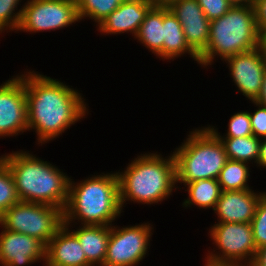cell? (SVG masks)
<instances>
[{"label": "cell", "mask_w": 266, "mask_h": 266, "mask_svg": "<svg viewBox=\"0 0 266 266\" xmlns=\"http://www.w3.org/2000/svg\"><path fill=\"white\" fill-rule=\"evenodd\" d=\"M223 143L227 158L257 166L261 139L254 135L245 137H218ZM255 164V165H254Z\"/></svg>", "instance_id": "cell-22"}, {"label": "cell", "mask_w": 266, "mask_h": 266, "mask_svg": "<svg viewBox=\"0 0 266 266\" xmlns=\"http://www.w3.org/2000/svg\"><path fill=\"white\" fill-rule=\"evenodd\" d=\"M167 7L180 22L189 47L200 56L207 48L210 20L197 0H167Z\"/></svg>", "instance_id": "cell-14"}, {"label": "cell", "mask_w": 266, "mask_h": 266, "mask_svg": "<svg viewBox=\"0 0 266 266\" xmlns=\"http://www.w3.org/2000/svg\"><path fill=\"white\" fill-rule=\"evenodd\" d=\"M178 191L187 192L188 196L182 200L181 206L190 209L192 206L204 211L215 209L221 196L222 189L217 179H202L189 183H176ZM182 187H181V186Z\"/></svg>", "instance_id": "cell-21"}, {"label": "cell", "mask_w": 266, "mask_h": 266, "mask_svg": "<svg viewBox=\"0 0 266 266\" xmlns=\"http://www.w3.org/2000/svg\"><path fill=\"white\" fill-rule=\"evenodd\" d=\"M265 192L253 189L222 191L213 210L216 222L251 223L258 202Z\"/></svg>", "instance_id": "cell-16"}, {"label": "cell", "mask_w": 266, "mask_h": 266, "mask_svg": "<svg viewBox=\"0 0 266 266\" xmlns=\"http://www.w3.org/2000/svg\"><path fill=\"white\" fill-rule=\"evenodd\" d=\"M156 3H165L167 0H154Z\"/></svg>", "instance_id": "cell-37"}, {"label": "cell", "mask_w": 266, "mask_h": 266, "mask_svg": "<svg viewBox=\"0 0 266 266\" xmlns=\"http://www.w3.org/2000/svg\"><path fill=\"white\" fill-rule=\"evenodd\" d=\"M75 23H81L76 0H26L16 33L64 30Z\"/></svg>", "instance_id": "cell-10"}, {"label": "cell", "mask_w": 266, "mask_h": 266, "mask_svg": "<svg viewBox=\"0 0 266 266\" xmlns=\"http://www.w3.org/2000/svg\"><path fill=\"white\" fill-rule=\"evenodd\" d=\"M25 2L26 0H0L1 38L4 37L5 33H16L20 25L22 10Z\"/></svg>", "instance_id": "cell-25"}, {"label": "cell", "mask_w": 266, "mask_h": 266, "mask_svg": "<svg viewBox=\"0 0 266 266\" xmlns=\"http://www.w3.org/2000/svg\"><path fill=\"white\" fill-rule=\"evenodd\" d=\"M8 231L37 238L45 245L64 225L63 210L47 204L20 201L0 216Z\"/></svg>", "instance_id": "cell-8"}, {"label": "cell", "mask_w": 266, "mask_h": 266, "mask_svg": "<svg viewBox=\"0 0 266 266\" xmlns=\"http://www.w3.org/2000/svg\"><path fill=\"white\" fill-rule=\"evenodd\" d=\"M261 47L264 50V54L266 56V34L261 38Z\"/></svg>", "instance_id": "cell-36"}, {"label": "cell", "mask_w": 266, "mask_h": 266, "mask_svg": "<svg viewBox=\"0 0 266 266\" xmlns=\"http://www.w3.org/2000/svg\"><path fill=\"white\" fill-rule=\"evenodd\" d=\"M254 101L266 107V70L263 76V82H262L260 93Z\"/></svg>", "instance_id": "cell-34"}, {"label": "cell", "mask_w": 266, "mask_h": 266, "mask_svg": "<svg viewBox=\"0 0 266 266\" xmlns=\"http://www.w3.org/2000/svg\"><path fill=\"white\" fill-rule=\"evenodd\" d=\"M11 171L20 201L47 204L64 210L70 175L33 151L19 149L1 155Z\"/></svg>", "instance_id": "cell-4"}, {"label": "cell", "mask_w": 266, "mask_h": 266, "mask_svg": "<svg viewBox=\"0 0 266 266\" xmlns=\"http://www.w3.org/2000/svg\"><path fill=\"white\" fill-rule=\"evenodd\" d=\"M250 166L253 167L246 162L228 159L217 179L222 191L253 189V186L249 185L251 183L250 172L253 171Z\"/></svg>", "instance_id": "cell-23"}, {"label": "cell", "mask_w": 266, "mask_h": 266, "mask_svg": "<svg viewBox=\"0 0 266 266\" xmlns=\"http://www.w3.org/2000/svg\"><path fill=\"white\" fill-rule=\"evenodd\" d=\"M65 225L77 236L88 263L91 266H103L110 238L111 226Z\"/></svg>", "instance_id": "cell-18"}, {"label": "cell", "mask_w": 266, "mask_h": 266, "mask_svg": "<svg viewBox=\"0 0 266 266\" xmlns=\"http://www.w3.org/2000/svg\"><path fill=\"white\" fill-rule=\"evenodd\" d=\"M44 266H91L77 236L64 224L46 245Z\"/></svg>", "instance_id": "cell-17"}, {"label": "cell", "mask_w": 266, "mask_h": 266, "mask_svg": "<svg viewBox=\"0 0 266 266\" xmlns=\"http://www.w3.org/2000/svg\"><path fill=\"white\" fill-rule=\"evenodd\" d=\"M210 21L222 17L233 6L228 0H197Z\"/></svg>", "instance_id": "cell-29"}, {"label": "cell", "mask_w": 266, "mask_h": 266, "mask_svg": "<svg viewBox=\"0 0 266 266\" xmlns=\"http://www.w3.org/2000/svg\"><path fill=\"white\" fill-rule=\"evenodd\" d=\"M15 75L0 85V140L28 132L25 80Z\"/></svg>", "instance_id": "cell-11"}, {"label": "cell", "mask_w": 266, "mask_h": 266, "mask_svg": "<svg viewBox=\"0 0 266 266\" xmlns=\"http://www.w3.org/2000/svg\"><path fill=\"white\" fill-rule=\"evenodd\" d=\"M222 63L228 68L231 82L236 93L244 96V100L254 101L260 93L263 76L266 70V56L261 46L226 58Z\"/></svg>", "instance_id": "cell-12"}, {"label": "cell", "mask_w": 266, "mask_h": 266, "mask_svg": "<svg viewBox=\"0 0 266 266\" xmlns=\"http://www.w3.org/2000/svg\"><path fill=\"white\" fill-rule=\"evenodd\" d=\"M163 61L172 62L189 56L199 66V56L189 47L182 26L172 11L163 3Z\"/></svg>", "instance_id": "cell-19"}, {"label": "cell", "mask_w": 266, "mask_h": 266, "mask_svg": "<svg viewBox=\"0 0 266 266\" xmlns=\"http://www.w3.org/2000/svg\"><path fill=\"white\" fill-rule=\"evenodd\" d=\"M233 5H248L252 4L253 0H228Z\"/></svg>", "instance_id": "cell-35"}, {"label": "cell", "mask_w": 266, "mask_h": 266, "mask_svg": "<svg viewBox=\"0 0 266 266\" xmlns=\"http://www.w3.org/2000/svg\"><path fill=\"white\" fill-rule=\"evenodd\" d=\"M217 137H245L253 135L252 127H251V119L249 115V110L247 111H238L231 114L228 124L226 125L228 128L224 133L219 132L217 126L215 125H207ZM223 134V135H222Z\"/></svg>", "instance_id": "cell-27"}, {"label": "cell", "mask_w": 266, "mask_h": 266, "mask_svg": "<svg viewBox=\"0 0 266 266\" xmlns=\"http://www.w3.org/2000/svg\"><path fill=\"white\" fill-rule=\"evenodd\" d=\"M163 39V3H155L147 12L134 40L163 61Z\"/></svg>", "instance_id": "cell-20"}, {"label": "cell", "mask_w": 266, "mask_h": 266, "mask_svg": "<svg viewBox=\"0 0 266 266\" xmlns=\"http://www.w3.org/2000/svg\"><path fill=\"white\" fill-rule=\"evenodd\" d=\"M213 249L204 252V264L250 266L257 252L250 223L214 222L207 228Z\"/></svg>", "instance_id": "cell-7"}, {"label": "cell", "mask_w": 266, "mask_h": 266, "mask_svg": "<svg viewBox=\"0 0 266 266\" xmlns=\"http://www.w3.org/2000/svg\"><path fill=\"white\" fill-rule=\"evenodd\" d=\"M261 46L252 4L233 5L222 17L210 21L209 41L199 56V66L210 69L217 60ZM215 61V62H214Z\"/></svg>", "instance_id": "cell-5"}, {"label": "cell", "mask_w": 266, "mask_h": 266, "mask_svg": "<svg viewBox=\"0 0 266 266\" xmlns=\"http://www.w3.org/2000/svg\"><path fill=\"white\" fill-rule=\"evenodd\" d=\"M250 224L257 249L266 246V192L260 198Z\"/></svg>", "instance_id": "cell-28"}, {"label": "cell", "mask_w": 266, "mask_h": 266, "mask_svg": "<svg viewBox=\"0 0 266 266\" xmlns=\"http://www.w3.org/2000/svg\"><path fill=\"white\" fill-rule=\"evenodd\" d=\"M155 3L154 0H124L101 22L96 31L103 37L125 33L134 39L147 12Z\"/></svg>", "instance_id": "cell-15"}, {"label": "cell", "mask_w": 266, "mask_h": 266, "mask_svg": "<svg viewBox=\"0 0 266 266\" xmlns=\"http://www.w3.org/2000/svg\"><path fill=\"white\" fill-rule=\"evenodd\" d=\"M132 159L123 170H116L123 212L131 203L159 205L178 191L172 151L167 156L158 151H143Z\"/></svg>", "instance_id": "cell-2"}, {"label": "cell", "mask_w": 266, "mask_h": 266, "mask_svg": "<svg viewBox=\"0 0 266 266\" xmlns=\"http://www.w3.org/2000/svg\"><path fill=\"white\" fill-rule=\"evenodd\" d=\"M255 21L260 37L266 34V0H253Z\"/></svg>", "instance_id": "cell-31"}, {"label": "cell", "mask_w": 266, "mask_h": 266, "mask_svg": "<svg viewBox=\"0 0 266 266\" xmlns=\"http://www.w3.org/2000/svg\"><path fill=\"white\" fill-rule=\"evenodd\" d=\"M19 73L25 80L28 132L36 135L38 147L59 139L67 129L91 115L89 103L77 87L34 69L25 68Z\"/></svg>", "instance_id": "cell-1"}, {"label": "cell", "mask_w": 266, "mask_h": 266, "mask_svg": "<svg viewBox=\"0 0 266 266\" xmlns=\"http://www.w3.org/2000/svg\"><path fill=\"white\" fill-rule=\"evenodd\" d=\"M248 102L254 105V111H249L253 135L259 139L266 138V107L255 101Z\"/></svg>", "instance_id": "cell-30"}, {"label": "cell", "mask_w": 266, "mask_h": 266, "mask_svg": "<svg viewBox=\"0 0 266 266\" xmlns=\"http://www.w3.org/2000/svg\"><path fill=\"white\" fill-rule=\"evenodd\" d=\"M186 134L183 142L171 150L175 158L176 183L218 179L228 160L223 143L207 124Z\"/></svg>", "instance_id": "cell-6"}, {"label": "cell", "mask_w": 266, "mask_h": 266, "mask_svg": "<svg viewBox=\"0 0 266 266\" xmlns=\"http://www.w3.org/2000/svg\"><path fill=\"white\" fill-rule=\"evenodd\" d=\"M18 202L20 199L14 178L5 159L0 154V216Z\"/></svg>", "instance_id": "cell-26"}, {"label": "cell", "mask_w": 266, "mask_h": 266, "mask_svg": "<svg viewBox=\"0 0 266 266\" xmlns=\"http://www.w3.org/2000/svg\"><path fill=\"white\" fill-rule=\"evenodd\" d=\"M95 173L76 182L70 177L64 224L111 226L124 215L116 171Z\"/></svg>", "instance_id": "cell-3"}, {"label": "cell", "mask_w": 266, "mask_h": 266, "mask_svg": "<svg viewBox=\"0 0 266 266\" xmlns=\"http://www.w3.org/2000/svg\"><path fill=\"white\" fill-rule=\"evenodd\" d=\"M124 0H76L80 22L85 19L94 23L97 28Z\"/></svg>", "instance_id": "cell-24"}, {"label": "cell", "mask_w": 266, "mask_h": 266, "mask_svg": "<svg viewBox=\"0 0 266 266\" xmlns=\"http://www.w3.org/2000/svg\"><path fill=\"white\" fill-rule=\"evenodd\" d=\"M154 225L150 221L127 226L115 225V223L111 225L103 266L141 265L140 262L149 255Z\"/></svg>", "instance_id": "cell-9"}, {"label": "cell", "mask_w": 266, "mask_h": 266, "mask_svg": "<svg viewBox=\"0 0 266 266\" xmlns=\"http://www.w3.org/2000/svg\"><path fill=\"white\" fill-rule=\"evenodd\" d=\"M250 266H266V246L257 249L254 260Z\"/></svg>", "instance_id": "cell-33"}, {"label": "cell", "mask_w": 266, "mask_h": 266, "mask_svg": "<svg viewBox=\"0 0 266 266\" xmlns=\"http://www.w3.org/2000/svg\"><path fill=\"white\" fill-rule=\"evenodd\" d=\"M46 245L37 238L0 225V266L45 265ZM42 262V263H41Z\"/></svg>", "instance_id": "cell-13"}, {"label": "cell", "mask_w": 266, "mask_h": 266, "mask_svg": "<svg viewBox=\"0 0 266 266\" xmlns=\"http://www.w3.org/2000/svg\"><path fill=\"white\" fill-rule=\"evenodd\" d=\"M258 170H266V138L261 139L259 148V159L257 161ZM262 168V169H261Z\"/></svg>", "instance_id": "cell-32"}]
</instances>
